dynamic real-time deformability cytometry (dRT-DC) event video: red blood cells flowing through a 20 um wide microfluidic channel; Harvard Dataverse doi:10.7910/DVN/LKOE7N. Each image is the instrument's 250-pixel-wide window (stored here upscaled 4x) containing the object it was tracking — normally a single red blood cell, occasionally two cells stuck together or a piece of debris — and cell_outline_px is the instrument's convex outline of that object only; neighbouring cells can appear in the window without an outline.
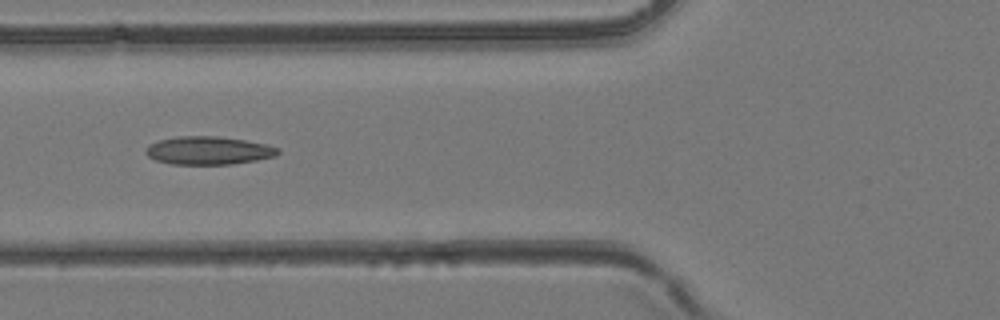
{"species": "common noctule bat (a hibernating species)", "species_latin": "Nyctalus noctula", "temperature_condition": "room temperature", "stored_images_in_passage": 36, "camera_frame_rate_fps": 3000, "um_per_image_px": 0.085, "animal": {"sex": "female", "body_mass_g": 24.6, "forearm_length_mm": 56.2}, "frame": {"image": 1, "passage_image": 12, "time_ms": 3.667, "image_size_px": [1000, 320], "cell_outline_px": [[280, 152], [276, 156], [256, 160], [232, 164], [172, 164], [156, 160], [148, 156], [144, 152], [144, 148], [148, 144], [160, 140], [180, 136], [220, 136], [244, 140], [264, 144], [280, 148]], "centroid_in_image_um": [17.7, 12.79], "position_along_channel_um": 108.1, "area_um2": 21.68}}
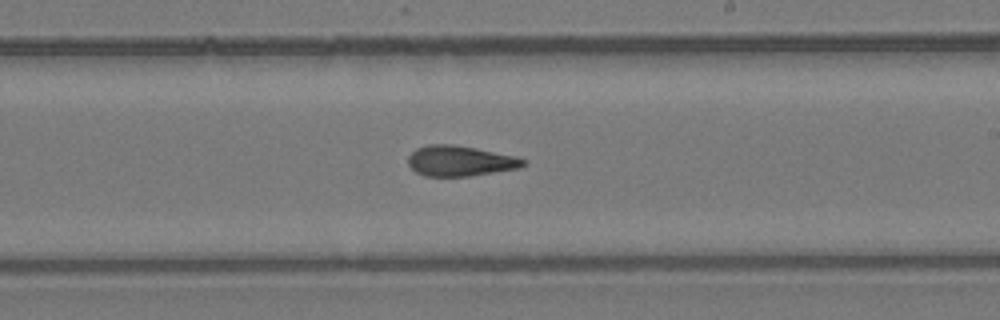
{"frame": {"image": 2, "passage_image": 21, "time_ms": 6.667, "image_size_px": [1000, 320], "cell_outline_px": [[528, 164], [520, 168], [468, 176], [424, 176], [416, 172], [408, 164], [408, 156], [416, 148], [428, 144], [452, 144], [476, 148], [516, 156], [528, 160]], "centroid_in_image_um": [39.13, 13.67], "position_along_channel_um": 249.9, "area_um2": 20.58}}
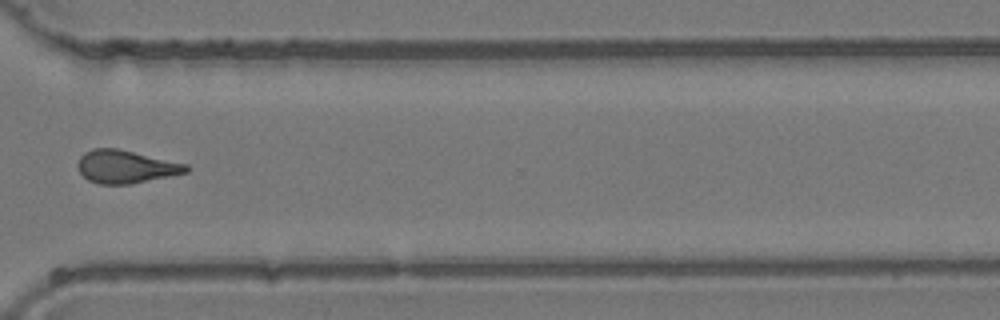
{"frame": {"image": 3, "passage_image": 28, "time_ms": 9.0, "image_size_px": [1000, 320], "cell_outline_px": [[188, 172], [132, 184], [100, 184], [88, 180], [80, 172], [76, 164], [80, 156], [84, 152], [92, 148], [116, 148], [188, 164]], "centroid_in_image_um": [10.66, 14.17], "position_along_channel_um": 359.9, "area_um2": 20.81}}